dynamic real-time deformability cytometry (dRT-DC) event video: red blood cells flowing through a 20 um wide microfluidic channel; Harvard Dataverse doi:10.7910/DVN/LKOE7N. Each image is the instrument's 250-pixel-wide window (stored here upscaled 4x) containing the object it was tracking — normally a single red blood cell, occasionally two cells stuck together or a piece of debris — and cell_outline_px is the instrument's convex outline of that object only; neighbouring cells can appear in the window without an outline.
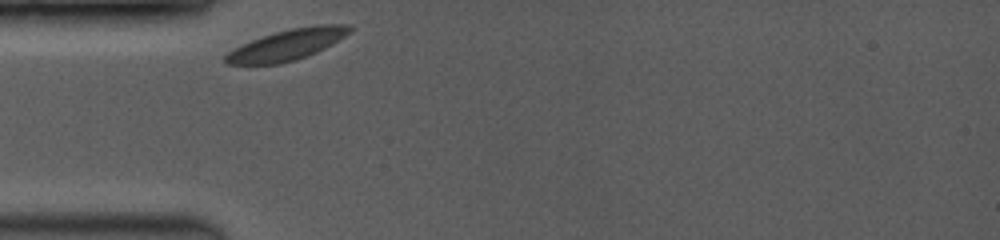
{"species": "common noctule bat (a hibernating species)", "species_latin": "Nyctalus noctula", "temperature_condition": "room temperature", "stored_images_in_passage": 30, "camera_frame_rate_fps": 3500, "um_per_image_px": 0.085, "animal": {"sex": "female", "body_mass_g": 19.0, "forearm_length_mm": 53.3}, "frame": {"image": 1, "passage_image": 1, "time_ms": 0.0, "image_size_px": [1000, 240], "cell_outline_px": [[352, 28], [344, 36], [324, 48], [316, 52], [296, 60], [280, 64], [224, 64], [224, 56], [228, 52], [252, 40], [276, 32], [292, 28], [320, 24], [352, 24]], "centroid_in_image_um": [24.41, 3.81], "position_along_channel_um": 60.6, "area_um2": 21.91}}
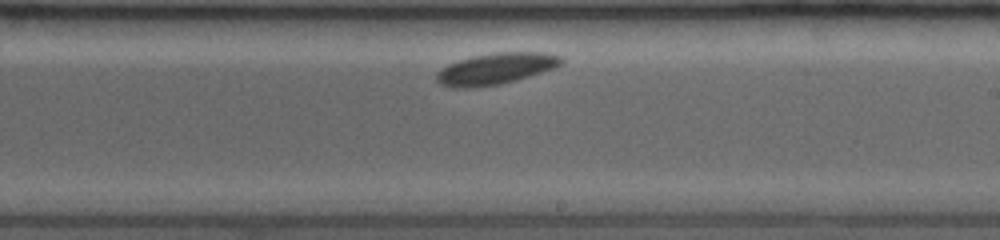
{"frame": {"image": 2, "passage_image": 18, "time_ms": 5.143, "image_size_px": [1000, 240], "cell_outline_px": [[564, 60], [556, 68], [516, 80], [500, 84], [472, 88], [452, 88], [440, 84], [436, 80], [436, 72], [440, 68], [456, 60], [472, 56], [492, 52], [548, 52], [560, 56]], "centroid_in_image_um": [42.11, 5.83], "position_along_channel_um": 246.9, "area_um2": 23.18}}
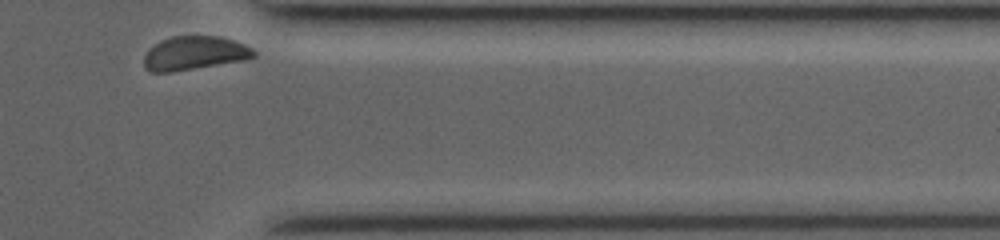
{"frame": {"image": 3, "passage_image": 30, "time_ms": 9.143, "image_size_px": [1000, 240], "cell_outline_px": [[256, 56], [248, 60], [172, 72], [152, 72], [144, 64], [144, 56], [148, 48], [160, 40], [172, 36], [220, 36], [236, 40], [252, 48], [256, 52]], "centroid_in_image_um": [16.57, 4.51], "position_along_channel_um": 394.8, "area_um2": 21.91}}